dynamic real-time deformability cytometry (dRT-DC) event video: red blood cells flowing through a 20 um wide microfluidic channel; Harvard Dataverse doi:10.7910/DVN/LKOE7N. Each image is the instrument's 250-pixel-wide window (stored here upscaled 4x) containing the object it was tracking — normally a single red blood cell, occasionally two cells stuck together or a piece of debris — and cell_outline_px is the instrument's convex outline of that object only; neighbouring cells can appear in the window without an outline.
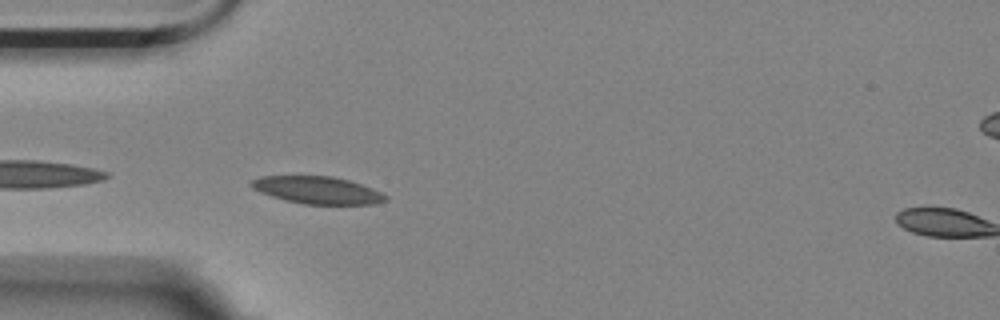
{"species": "Egyptian fruit bat (a non-hibernating species)", "species_latin": "Rousettus aegyptiacus", "temperature_condition": "room temperature", "stored_images_in_passage": 3, "camera_frame_rate_fps": 3000, "um_per_image_px": 0.085, "animal": {"sex": "female"}, "frame": {"image": 1, "passage_image": 2, "time_ms": 0.333, "image_size_px": [1000, 320], "cell_outline_px": [[388, 200], [376, 204], [304, 204], [284, 200], [260, 192], [252, 188], [248, 184], [252, 180], [260, 176], [332, 176], [348, 180], [372, 188], [388, 196]], "centroid_in_image_um": [26.97, 16.16], "position_along_channel_um": 58.0, "area_um2": 21.39}}